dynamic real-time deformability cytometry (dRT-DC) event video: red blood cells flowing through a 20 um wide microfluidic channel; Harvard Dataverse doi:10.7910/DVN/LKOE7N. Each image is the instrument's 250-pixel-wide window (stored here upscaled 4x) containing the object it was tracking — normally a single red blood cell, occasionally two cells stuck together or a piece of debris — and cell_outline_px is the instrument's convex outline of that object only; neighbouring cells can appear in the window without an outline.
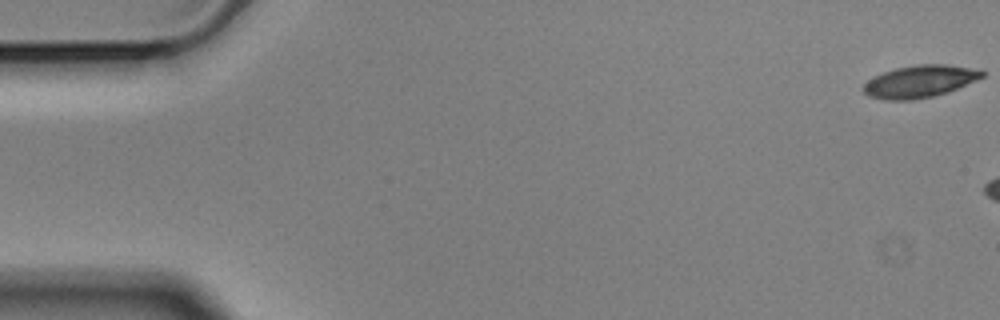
{"species": "Egyptian fruit bat (a non-hibernating species)", "species_latin": "Rousettus aegyptiacus", "temperature_condition": "cold", "stored_images_in_passage": 8, "camera_frame_rate_fps": 3000, "um_per_image_px": 0.085, "animal": {"sex": "male"}, "frame": {"image": 1, "passage_image": 1, "time_ms": 0.0, "image_size_px": [1000, 320], "cell_outline_px": [[984, 76], [976, 80], [948, 92], [932, 96], [912, 100], [888, 100], [868, 96], [864, 92], [864, 84], [868, 80], [884, 72], [896, 68], [916, 64], [944, 64], [980, 68], [984, 72]], "centroid_in_image_um": [78.22, 6.91], "position_along_channel_um": 6.8, "area_um2": 22.25}}